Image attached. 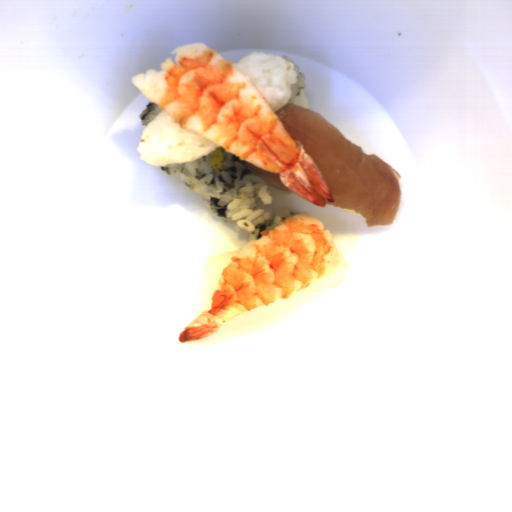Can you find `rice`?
<instances>
[{
	"label": "rice",
	"instance_id": "obj_1",
	"mask_svg": "<svg viewBox=\"0 0 512 512\" xmlns=\"http://www.w3.org/2000/svg\"><path fill=\"white\" fill-rule=\"evenodd\" d=\"M213 151L185 164L159 166L176 180L200 194L207 208L222 221L246 232L249 243L263 237L297 211L278 207L268 192V183L250 171L245 160L223 148L221 168L211 165Z\"/></svg>",
	"mask_w": 512,
	"mask_h": 512
},
{
	"label": "rice",
	"instance_id": "obj_2",
	"mask_svg": "<svg viewBox=\"0 0 512 512\" xmlns=\"http://www.w3.org/2000/svg\"><path fill=\"white\" fill-rule=\"evenodd\" d=\"M222 145L185 130L164 109L142 131L136 152L154 166L186 164Z\"/></svg>",
	"mask_w": 512,
	"mask_h": 512
},
{
	"label": "rice",
	"instance_id": "obj_3",
	"mask_svg": "<svg viewBox=\"0 0 512 512\" xmlns=\"http://www.w3.org/2000/svg\"><path fill=\"white\" fill-rule=\"evenodd\" d=\"M233 65L259 89L275 113L293 103L307 85L287 55L252 51Z\"/></svg>",
	"mask_w": 512,
	"mask_h": 512
},
{
	"label": "rice",
	"instance_id": "obj_4",
	"mask_svg": "<svg viewBox=\"0 0 512 512\" xmlns=\"http://www.w3.org/2000/svg\"><path fill=\"white\" fill-rule=\"evenodd\" d=\"M256 241H249V243H245L233 250H229L224 254H214L213 256L210 257L209 262L207 264V273L211 295L217 283L219 275L225 264L228 262V260Z\"/></svg>",
	"mask_w": 512,
	"mask_h": 512
},
{
	"label": "rice",
	"instance_id": "obj_5",
	"mask_svg": "<svg viewBox=\"0 0 512 512\" xmlns=\"http://www.w3.org/2000/svg\"><path fill=\"white\" fill-rule=\"evenodd\" d=\"M338 255L339 259L337 265L331 271H329L324 277H322L312 285L308 286L301 292L319 291L325 288L335 286L344 277L347 267L345 256L339 253Z\"/></svg>",
	"mask_w": 512,
	"mask_h": 512
},
{
	"label": "rice",
	"instance_id": "obj_6",
	"mask_svg": "<svg viewBox=\"0 0 512 512\" xmlns=\"http://www.w3.org/2000/svg\"><path fill=\"white\" fill-rule=\"evenodd\" d=\"M163 110V108L151 101L141 109L139 121L142 122L146 128Z\"/></svg>",
	"mask_w": 512,
	"mask_h": 512
},
{
	"label": "rice",
	"instance_id": "obj_7",
	"mask_svg": "<svg viewBox=\"0 0 512 512\" xmlns=\"http://www.w3.org/2000/svg\"><path fill=\"white\" fill-rule=\"evenodd\" d=\"M294 104L296 105H299L303 108H308L309 109V106H308V101H307V96H306V93L304 92V90L302 89V91L295 97V99L293 100Z\"/></svg>",
	"mask_w": 512,
	"mask_h": 512
}]
</instances>
